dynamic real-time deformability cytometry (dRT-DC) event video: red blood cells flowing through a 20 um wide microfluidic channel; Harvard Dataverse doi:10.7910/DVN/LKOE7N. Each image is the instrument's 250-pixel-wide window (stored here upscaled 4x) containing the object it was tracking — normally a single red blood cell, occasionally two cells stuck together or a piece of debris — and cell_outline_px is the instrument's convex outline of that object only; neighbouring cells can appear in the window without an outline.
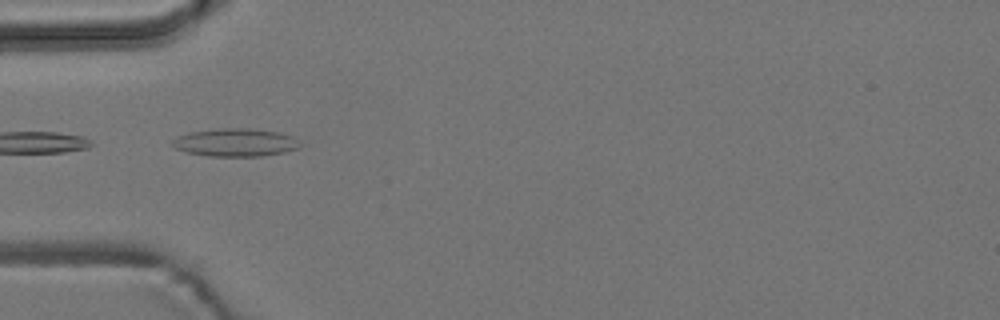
{"species": "common noctule bat (a hibernating species)", "species_latin": "Nyctalus noctula", "temperature_condition": "room temperature", "stored_images_in_passage": 6, "camera_frame_rate_fps": 3000, "um_per_image_px": 0.085, "animal": {"sex": "male", "body_mass_g": 19.2, "forearm_length_mm": 51.8}, "frame": {"image": 1, "passage_image": 3, "time_ms": 2.333, "image_size_px": [1000, 320], "cell_outline_px": [[300, 144], [296, 148], [284, 152], [264, 156], [208, 156], [188, 152], [176, 148], [172, 144], [172, 140], [176, 136], [188, 132], [220, 128], [248, 128], [280, 132], [292, 136]], "centroid_in_image_um": [19.98, 12.1], "position_along_channel_um": 65.0, "area_um2": 20.75}}
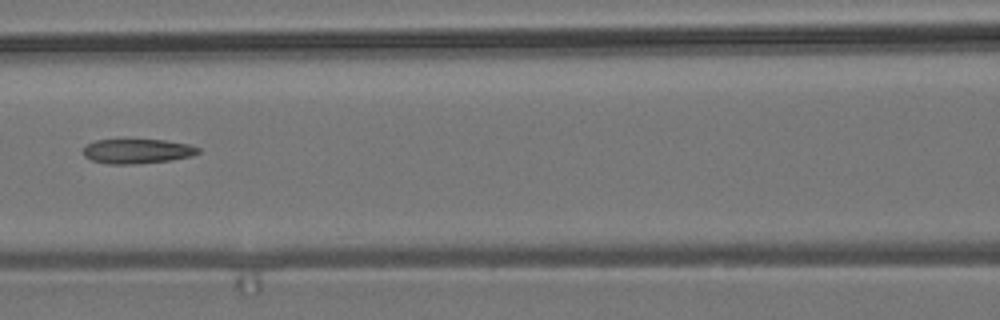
{"frame": {"image": 2, "passage_image": 5, "time_ms": 4.667, "image_size_px": [1000, 320], "cell_outline_px": [[200, 152], [192, 156], [168, 160], [132, 164], [108, 164], [92, 160], [84, 156], [84, 148], [88, 144], [96, 140], [164, 140], [188, 144], [200, 148]], "centroid_in_image_um": [11.68, 12.85], "position_along_channel_um": 154.9, "area_um2": 16.24}}
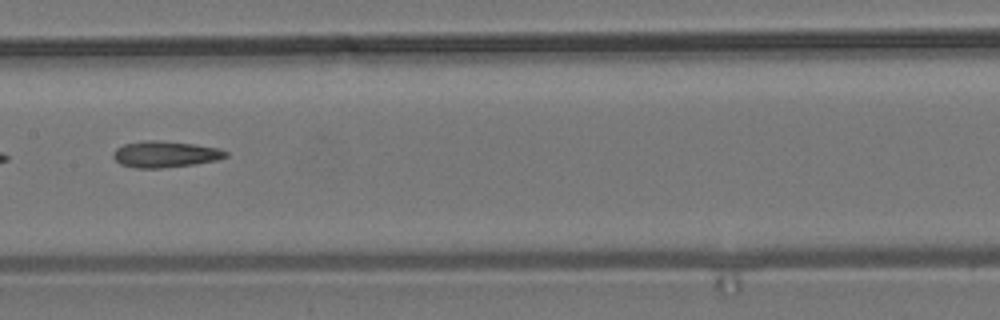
{"frame": {"image": 3, "passage_image": 6, "time_ms": 5.667, "image_size_px": [1000, 320], "cell_outline_px": [[228, 156], [216, 160], [196, 164], [160, 168], [136, 168], [120, 164], [112, 156], [112, 152], [116, 148], [124, 144], [144, 140], [160, 140], [192, 144], [220, 148], [228, 152]], "centroid_in_image_um": [14.03, 13.11], "position_along_channel_um": 193.4, "area_um2": 17.34}}